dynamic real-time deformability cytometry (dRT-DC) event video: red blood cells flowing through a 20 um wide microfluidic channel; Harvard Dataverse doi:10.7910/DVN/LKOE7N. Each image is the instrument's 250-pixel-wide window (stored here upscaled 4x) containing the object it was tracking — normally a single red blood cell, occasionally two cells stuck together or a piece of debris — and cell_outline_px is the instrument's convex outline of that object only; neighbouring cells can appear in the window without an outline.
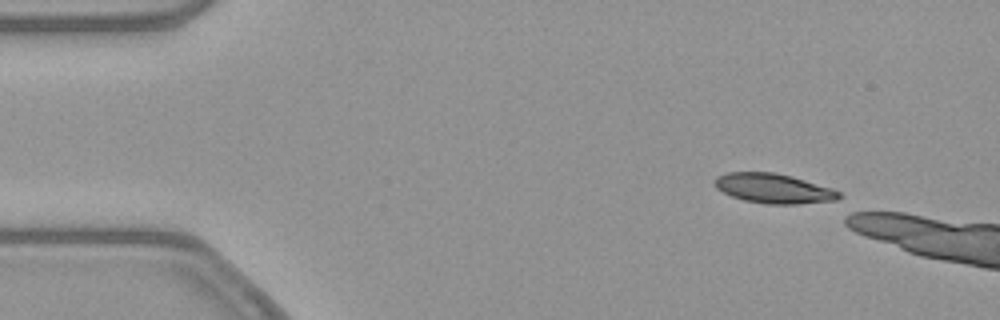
{"species": "common noctule bat (a hibernating species)", "species_latin": "Nyctalus noctula", "temperature_condition": "warm", "stored_images_in_passage": 5, "camera_frame_rate_fps": 3000, "um_per_image_px": 0.085, "animal": {"sex": "female", "body_mass_g": 21.9}, "frame": {"image": 1, "passage_image": 2, "time_ms": 0.333, "image_size_px": [1000, 320], "cell_outline_px": [[844, 196], [836, 200], [796, 204], [768, 204], [744, 200], [732, 196], [716, 188], [712, 184], [712, 180], [716, 176], [728, 172], [776, 172], [792, 176], [832, 188], [840, 192]], "centroid_in_image_um": [65.74, 16.01], "position_along_channel_um": 19.3, "area_um2": 21.68}}